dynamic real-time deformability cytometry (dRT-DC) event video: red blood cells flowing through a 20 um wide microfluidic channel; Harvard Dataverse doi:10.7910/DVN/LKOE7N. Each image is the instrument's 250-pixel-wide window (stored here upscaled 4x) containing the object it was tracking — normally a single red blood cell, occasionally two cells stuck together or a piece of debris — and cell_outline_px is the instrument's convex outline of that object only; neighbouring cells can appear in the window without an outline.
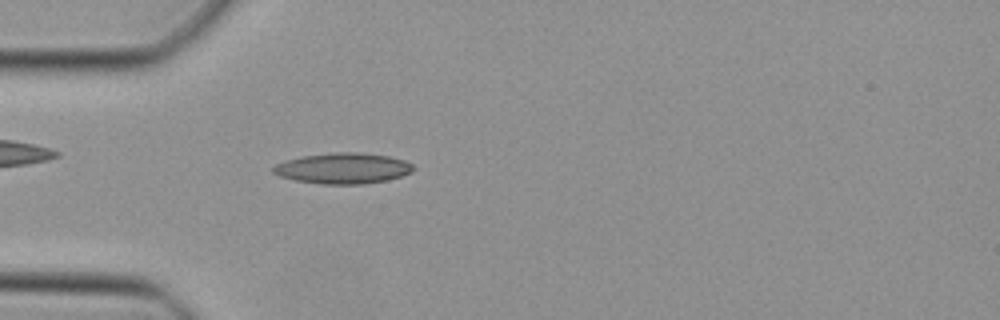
{"species": "Egyptian fruit bat (a non-hibernating species)", "species_latin": "Rousettus aegyptiacus", "temperature_condition": "cold", "stored_images_in_passage": 32, "camera_frame_rate_fps": 3000, "um_per_image_px": 0.085, "animal": {"sex": "female"}, "frame": {"image": 1, "passage_image": 1, "time_ms": 0.0, "image_size_px": [1000, 320], "cell_outline_px": [[416, 168], [412, 172], [388, 180], [364, 184], [320, 184], [292, 180], [280, 176], [272, 172], [272, 168], [276, 164], [284, 160], [304, 156], [336, 152], [360, 152], [388, 156], [404, 160], [412, 164]], "centroid_in_image_um": [29.15, 14.31], "position_along_channel_um": 55.9, "area_um2": 25.26}}
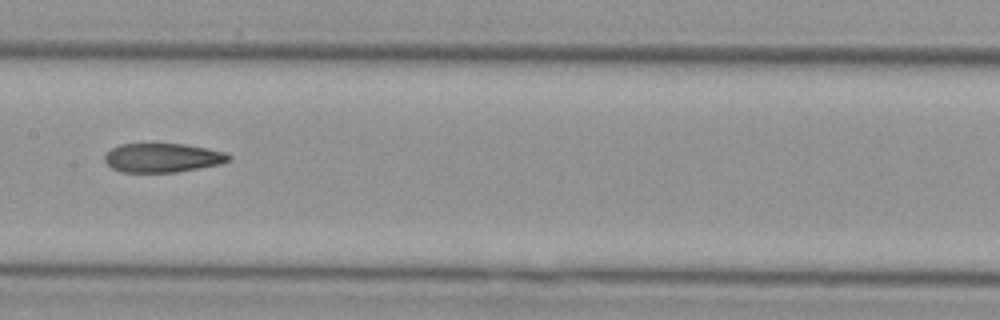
{"frame": {"image": 2, "passage_image": 11, "time_ms": 3.333, "image_size_px": [1000, 320], "cell_outline_px": [[232, 160], [220, 164], [176, 172], [120, 172], [112, 168], [104, 160], [104, 156], [112, 148], [120, 144], [184, 144], [208, 148], [228, 152], [232, 156]], "centroid_in_image_um": [13.86, 13.41], "position_along_channel_um": 193.5, "area_um2": 21.1}}
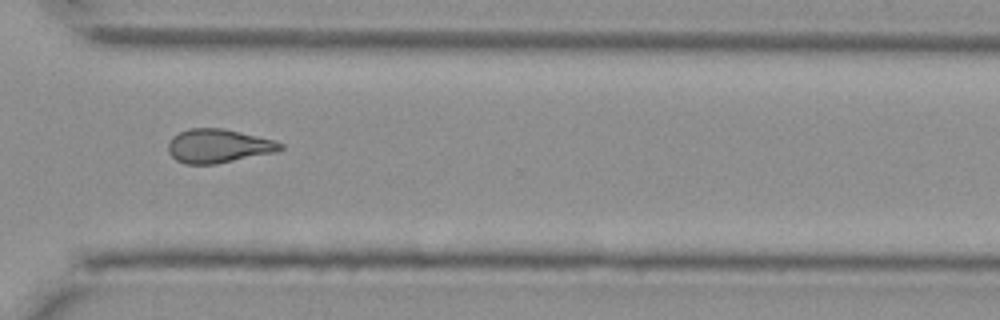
{"frame": {"image": 3, "passage_image": 22, "time_ms": 7.0, "image_size_px": [1000, 320], "cell_outline_px": [[284, 148], [276, 152], [216, 164], [184, 164], [176, 160], [168, 152], [168, 144], [172, 136], [188, 128], [220, 128], [240, 132], [276, 140], [284, 144]], "centroid_in_image_um": [18.57, 12.41], "position_along_channel_um": 352.0, "area_um2": 22.2}}